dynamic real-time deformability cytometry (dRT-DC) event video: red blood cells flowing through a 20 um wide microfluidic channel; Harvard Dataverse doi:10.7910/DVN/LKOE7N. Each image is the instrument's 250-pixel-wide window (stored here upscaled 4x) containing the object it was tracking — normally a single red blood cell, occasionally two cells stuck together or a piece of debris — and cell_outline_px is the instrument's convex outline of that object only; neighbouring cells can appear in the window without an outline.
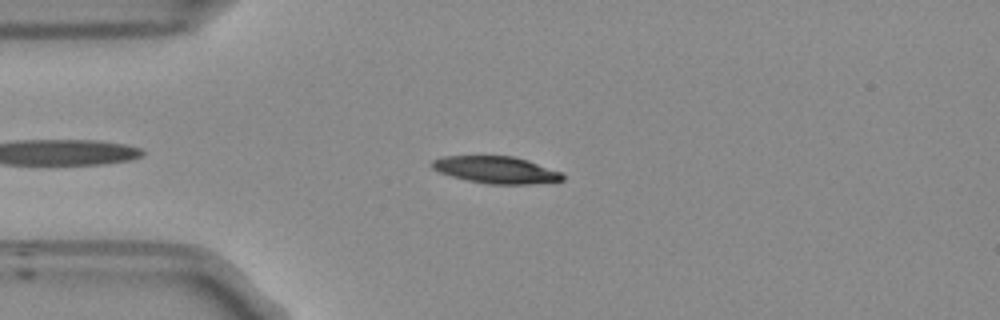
{"species": "Egyptian fruit bat (a non-hibernating species)", "species_latin": "Rousettus aegyptiacus", "temperature_condition": "room temperature", "stored_images_in_passage": 46, "camera_frame_rate_fps": 3000, "um_per_image_px": 0.085, "frame": {"image": 1, "passage_image": 6, "time_ms": 1.667, "image_size_px": [1000, 320], "cell_outline_px": [[564, 180], [528, 184], [488, 184], [468, 180], [452, 176], [440, 172], [432, 168], [432, 160], [440, 156], [512, 156], [528, 160], [560, 172], [564, 176]], "centroid_in_image_um": [42.15, 14.43], "position_along_channel_um": 42.9, "area_um2": 20.35}}
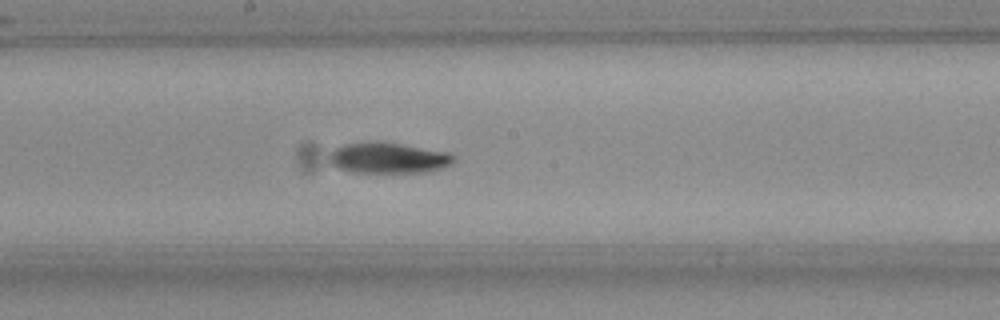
{"frame": {"image": 2, "passage_image": 21, "time_ms": 6.667, "image_size_px": [1000, 320], "cell_outline_px": [[456, 160], [452, 164], [444, 168], [424, 172], [352, 172], [336, 168], [332, 164], [328, 156], [336, 148], [344, 144], [376, 140], [452, 152], [456, 156]], "centroid_in_image_um": [33.06, 13.41], "position_along_channel_um": 215.1, "area_um2": 22.72}}
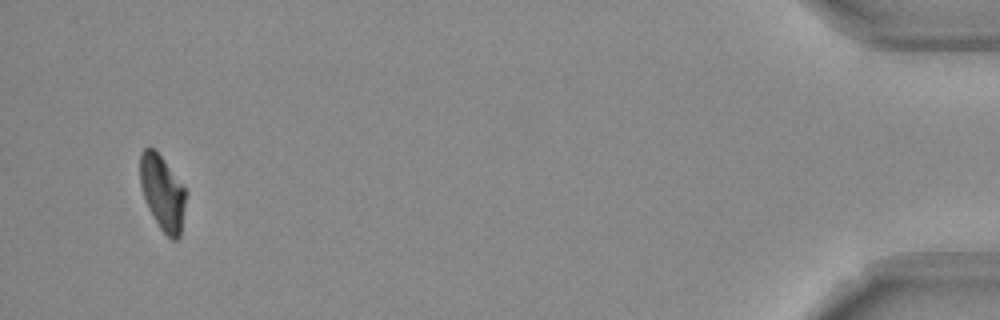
{"frame": {"image": 3, "passage_image": 44, "time_ms": 14.333, "image_size_px": [1000, 320], "cell_outline_px": [[184, 204], [180, 236], [176, 240], [172, 240], [160, 228], [148, 208], [140, 184], [140, 152], [144, 148], [152, 148], [160, 156], [184, 188]], "centroid_in_image_um": [13.77, 16.39], "position_along_channel_um": 421.4, "area_um2": 19.19}, "authors_computed_cell_mechanics": {"area_um2": 21.386, "velocity_mm_per_s": 3.8089, "shape_relaxation_time_tau1_ms": 4.4805, "shape_relaxation_time_tau2_ms": null, "deformation_change_tau1": 0.165, "deformation_change_tau2": null}}